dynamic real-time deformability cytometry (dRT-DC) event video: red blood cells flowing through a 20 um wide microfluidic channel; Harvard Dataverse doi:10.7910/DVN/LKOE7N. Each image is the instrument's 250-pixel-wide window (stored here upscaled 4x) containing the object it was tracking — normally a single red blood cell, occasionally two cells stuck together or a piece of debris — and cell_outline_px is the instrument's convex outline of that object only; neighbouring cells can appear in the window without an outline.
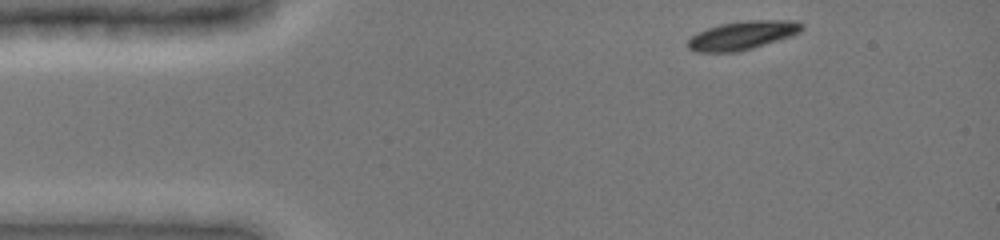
{"species": "common noctule bat (a hibernating species)", "species_latin": "Nyctalus noctula", "temperature_condition": "cold", "stored_images_in_passage": 6, "camera_frame_rate_fps": 3000, "um_per_image_px": 0.085, "animal": {"sex": "female", "body_mass_g": 19.0, "forearm_length_mm": 51.5}, "frame": {"image": 1, "passage_image": 1, "time_ms": 0.0, "image_size_px": [1000, 240], "cell_outline_px": [[804, 28], [800, 32], [792, 36], [752, 48], [736, 52], [696, 52], [688, 48], [688, 40], [696, 32], [720, 24], [748, 20], [796, 20], [804, 24]], "centroid_in_image_um": [63.13, 3.0], "position_along_channel_um": 21.9, "area_um2": 19.07}}
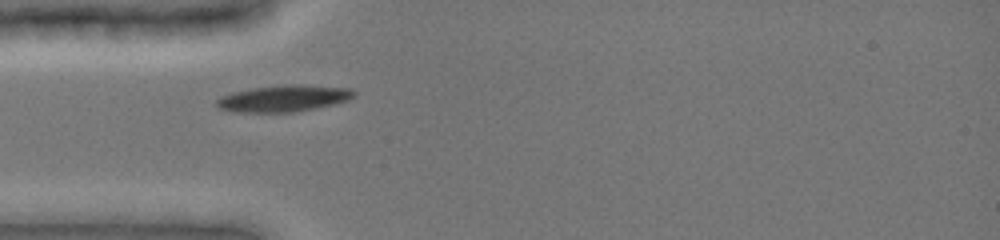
{"frame": {"image": 2, "passage_image": 5, "time_ms": 1.333, "image_size_px": [1000, 240], "cell_outline_px": [[356, 96], [348, 100], [316, 108], [292, 112], [232, 112], [220, 108], [216, 104], [216, 100], [220, 96], [232, 92], [252, 88], [292, 84], [300, 84], [352, 88], [356, 92]], "centroid_in_image_um": [24.13, 8.36], "position_along_channel_um": 60.9, "area_um2": 21.33}}